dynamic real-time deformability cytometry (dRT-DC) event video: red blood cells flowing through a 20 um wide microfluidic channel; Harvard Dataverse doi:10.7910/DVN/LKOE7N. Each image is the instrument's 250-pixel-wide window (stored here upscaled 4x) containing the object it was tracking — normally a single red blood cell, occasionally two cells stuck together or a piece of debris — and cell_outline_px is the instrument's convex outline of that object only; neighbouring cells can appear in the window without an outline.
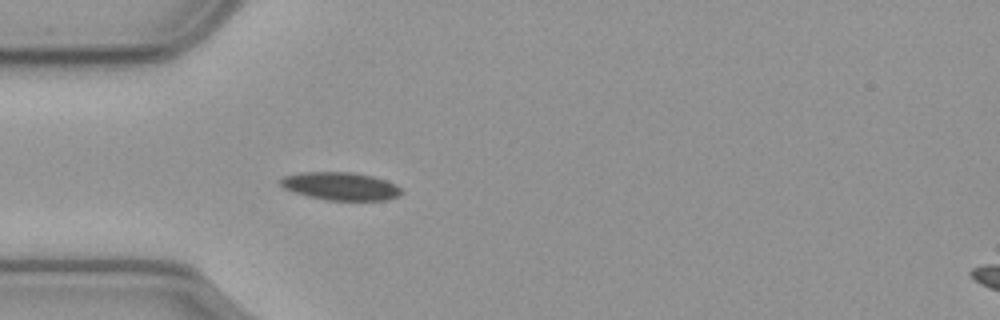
{"species": "common noctule bat (a hibernating species)", "species_latin": "Nyctalus noctula", "temperature_condition": "cold", "stored_images_in_passage": 34, "camera_frame_rate_fps": 3000, "um_per_image_px": 0.085, "animal": {"sex": "male", "body_mass_g": 23.1, "forearm_length_mm": 52.7}, "frame": {"image": 1, "passage_image": 1, "time_ms": 0.0, "image_size_px": [1000, 320], "cell_outline_px": [[404, 192], [396, 196], [384, 200], [324, 200], [308, 196], [284, 188], [280, 184], [280, 180], [284, 176], [304, 172], [352, 172], [372, 176], [396, 184]], "centroid_in_image_um": [28.95, 15.82], "position_along_channel_um": 56.1, "area_um2": 19.48}}
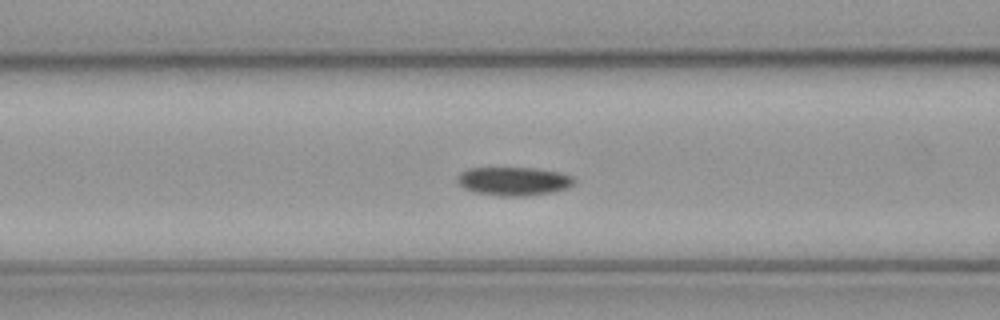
{"frame": {"image": 2, "passage_image": 7, "time_ms": 2.0, "image_size_px": [1000, 320], "cell_outline_px": [[576, 180], [568, 188], [552, 192], [524, 196], [500, 196], [476, 192], [464, 188], [456, 180], [456, 176], [460, 172], [468, 168], [536, 168], [560, 172], [572, 176]], "centroid_in_image_um": [43.66, 15.39], "position_along_channel_um": 122.9, "area_um2": 19.48}}
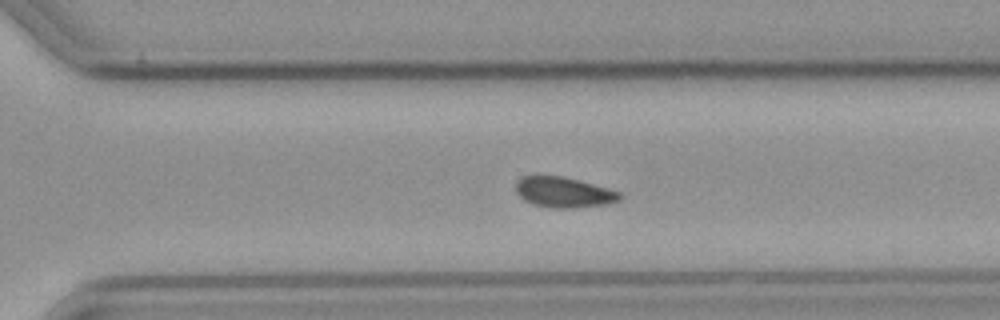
{"frame": {"image": 3, "passage_image": 24, "time_ms": 7.667, "image_size_px": [1000, 320], "cell_outline_px": [[624, 196], [620, 200], [608, 204], [576, 208], [552, 208], [532, 204], [524, 200], [516, 192], [516, 180], [520, 176], [560, 176], [608, 188], [620, 192]], "centroid_in_image_um": [47.92, 16.36], "position_along_channel_um": 322.7, "area_um2": 18.5}}